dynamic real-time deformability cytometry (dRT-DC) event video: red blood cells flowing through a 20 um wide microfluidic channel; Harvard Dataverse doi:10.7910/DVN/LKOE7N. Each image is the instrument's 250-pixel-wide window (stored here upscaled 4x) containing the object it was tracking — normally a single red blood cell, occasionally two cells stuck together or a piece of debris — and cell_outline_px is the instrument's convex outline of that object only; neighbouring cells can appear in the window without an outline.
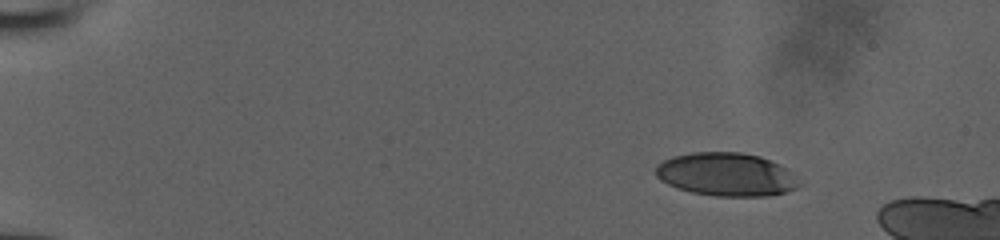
{"species": "human", "species_latin": "Homo sapiens", "temperature_condition": "room temperature", "stored_images_in_passage": 8, "camera_frame_rate_fps": 3000, "um_per_image_px": 0.085, "donor": {"sex": "male"}, "frame": {"image": 1, "passage_image": 3, "time_ms": 0.667, "image_size_px": [1000, 240], "cell_outline_px": [[800, 184], [796, 188], [772, 196], [716, 196], [692, 192], [676, 188], [660, 180], [656, 176], [656, 164], [672, 156], [692, 152], [740, 152], [760, 156], [780, 164], [788, 168], [792, 172]], "centroid_in_image_um": [61.73, 14.82], "position_along_channel_um": 23.3, "area_um2": 36.36}}
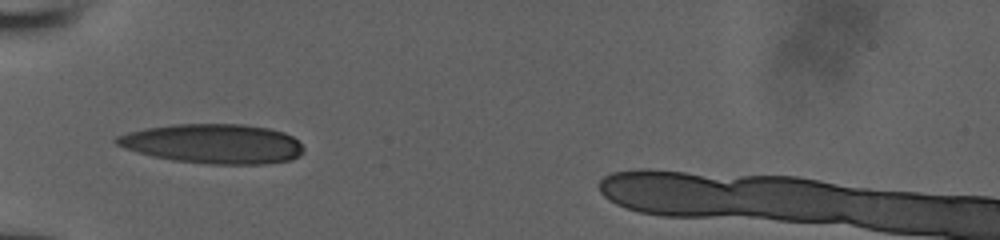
{"frame": {"image": 2, "passage_image": 7, "time_ms": 2.0, "image_size_px": [1000, 240], "cell_outline_px": [[304, 152], [300, 156], [292, 160], [264, 164], [208, 164], [172, 160], [152, 156], [136, 152], [124, 148], [116, 144], [112, 140], [116, 136], [128, 132], [144, 128], [172, 124], [240, 124], [268, 128], [284, 132], [292, 136], [304, 148]], "centroid_in_image_um": [18.1, 12.22], "position_along_channel_um": 66.9, "area_um2": 43.41}}